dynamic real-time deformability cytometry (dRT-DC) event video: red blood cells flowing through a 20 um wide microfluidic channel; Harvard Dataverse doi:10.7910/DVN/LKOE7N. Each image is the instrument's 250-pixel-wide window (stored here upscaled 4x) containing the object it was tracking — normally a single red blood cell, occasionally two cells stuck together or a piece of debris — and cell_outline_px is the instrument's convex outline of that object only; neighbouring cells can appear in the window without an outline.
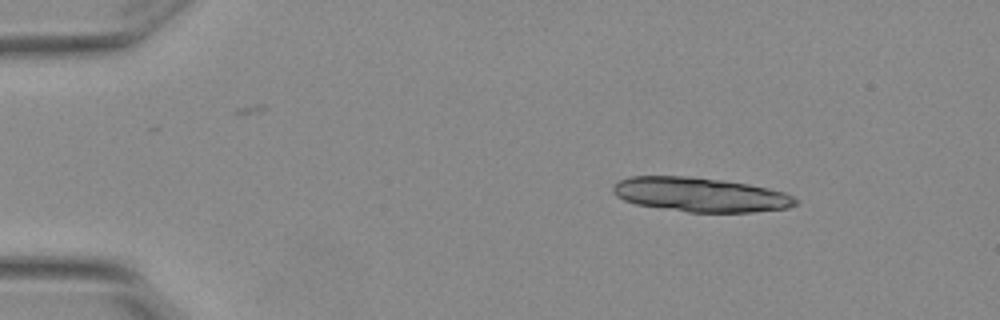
{"species": "Egyptian fruit bat (a non-hibernating species)", "species_latin": "Rousettus aegyptiacus", "temperature_condition": "warm", "stored_images_in_passage": 6, "camera_frame_rate_fps": 3000, "um_per_image_px": 0.085, "animal": {"sex": "female"}, "frame": {"image": 1, "passage_image": 3, "time_ms": 0.667, "image_size_px": [1000, 320], "cell_outline_px": [[796, 204], [788, 208], [752, 212], [688, 212], [636, 204], [624, 200], [616, 196], [612, 192], [612, 188], [620, 180], [632, 176], [688, 176], [720, 180], [748, 184], [768, 188], [784, 192], [792, 196], [796, 200]], "centroid_in_image_um": [59.51, 16.55], "position_along_channel_um": 25.5, "area_um2": 36.24}}
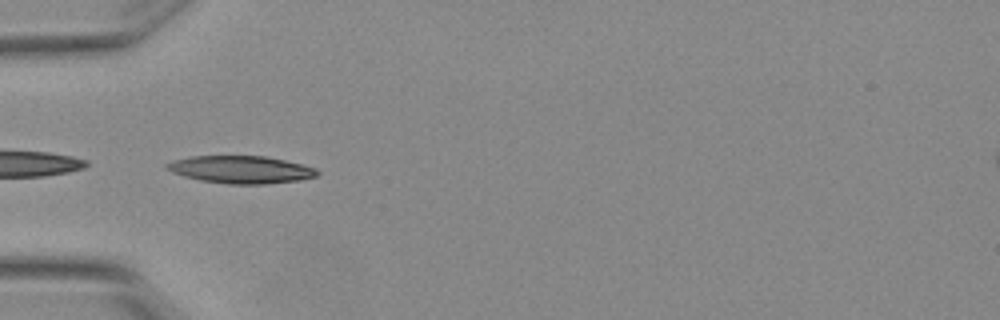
{"frame": {"image": 2, "passage_image": 5, "time_ms": 1.333, "image_size_px": [1000, 320], "cell_outline_px": [[320, 172], [316, 176], [300, 180], [264, 184], [228, 184], [200, 180], [184, 176], [172, 172], [164, 168], [164, 164], [172, 160], [188, 156], [264, 156], [284, 160], [316, 168]], "centroid_in_image_um": [20.43, 14.41], "position_along_channel_um": 64.6, "area_um2": 24.16}}
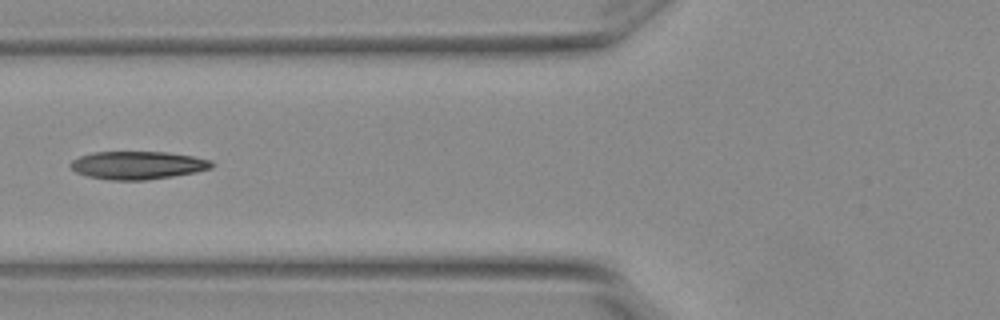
{"frame": {"image": 3, "passage_image": 6, "time_ms": 1.667, "image_size_px": [1000, 320], "cell_outline_px": [[212, 168], [196, 172], [172, 176], [144, 180], [108, 180], [88, 176], [76, 172], [68, 164], [72, 160], [80, 156], [92, 152], [168, 152], [192, 156], [212, 160]], "centroid_in_image_um": [11.69, 14.04], "position_along_channel_um": 114.1, "area_um2": 23.0}}